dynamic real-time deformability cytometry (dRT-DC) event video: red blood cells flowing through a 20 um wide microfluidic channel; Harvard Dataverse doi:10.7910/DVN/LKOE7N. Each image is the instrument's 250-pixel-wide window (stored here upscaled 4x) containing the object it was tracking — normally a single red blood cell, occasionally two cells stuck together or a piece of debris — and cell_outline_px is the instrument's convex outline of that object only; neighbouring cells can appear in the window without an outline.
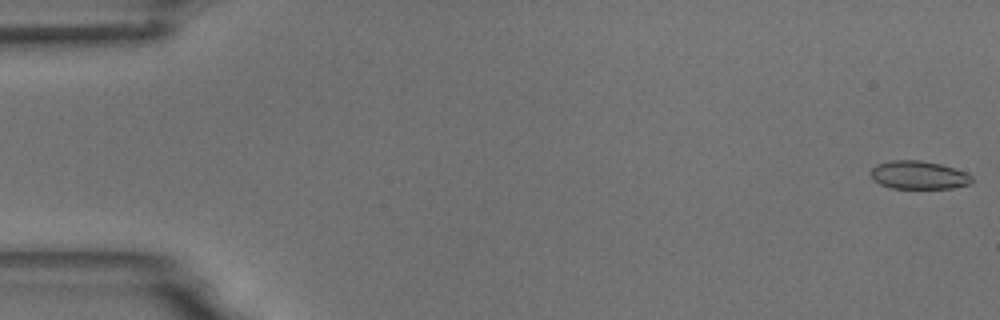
{"species": "common noctule bat (a hibernating species)", "species_latin": "Nyctalus noctula", "temperature_condition": "room temperature", "stored_images_in_passage": 50, "camera_frame_rate_fps": 3000, "um_per_image_px": 0.085, "animal": {"sex": "male", "body_mass_g": 18.8}, "frame": {"image": 1, "passage_image": 1, "time_ms": 0.0, "image_size_px": [1000, 320], "cell_outline_px": [[972, 184], [952, 188], [892, 188], [880, 184], [872, 180], [868, 172], [876, 164], [892, 160], [920, 160], [940, 164], [964, 172], [972, 176]], "centroid_in_image_um": [78.03, 14.88], "position_along_channel_um": 7.0, "area_um2": 16.7}}
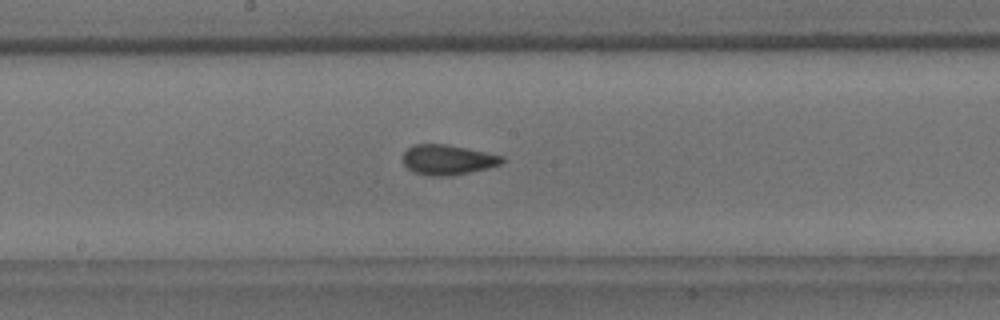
{"frame": {"image": 2, "passage_image": 29, "time_ms": 9.333, "image_size_px": [1000, 320], "cell_outline_px": [[504, 160], [500, 164], [488, 168], [448, 176], [428, 176], [412, 172], [404, 164], [404, 152], [412, 144], [444, 144], [504, 156]], "centroid_in_image_um": [38.02, 13.59], "position_along_channel_um": 210.2, "area_um2": 17.17}}
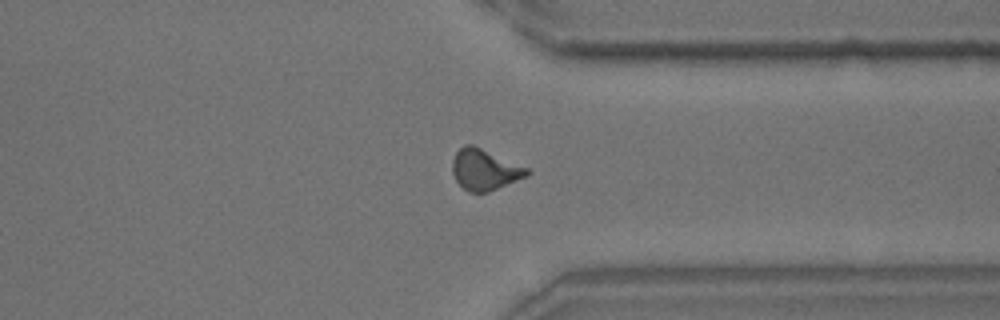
{"frame": {"image": 3, "passage_image": 42, "time_ms": 13.667, "image_size_px": [1000, 320], "cell_outline_px": [[532, 172], [528, 176], [488, 192], [468, 192], [456, 180], [452, 172], [452, 160], [456, 152], [464, 144], [472, 144], [528, 168]], "centroid_in_image_um": [41.2, 14.42], "position_along_channel_um": 370.2, "area_um2": 17.74}, "authors_computed_cell_mechanics": {"area_um2": 17.1666, "velocity_mm_per_s": 3.7239, "shape_relaxation_time_tau1_ms": null, "shape_relaxation_time_tau2_ms": 1.0279, "deformation_change_tau1": null, "deformation_change_tau2": 0.065}}